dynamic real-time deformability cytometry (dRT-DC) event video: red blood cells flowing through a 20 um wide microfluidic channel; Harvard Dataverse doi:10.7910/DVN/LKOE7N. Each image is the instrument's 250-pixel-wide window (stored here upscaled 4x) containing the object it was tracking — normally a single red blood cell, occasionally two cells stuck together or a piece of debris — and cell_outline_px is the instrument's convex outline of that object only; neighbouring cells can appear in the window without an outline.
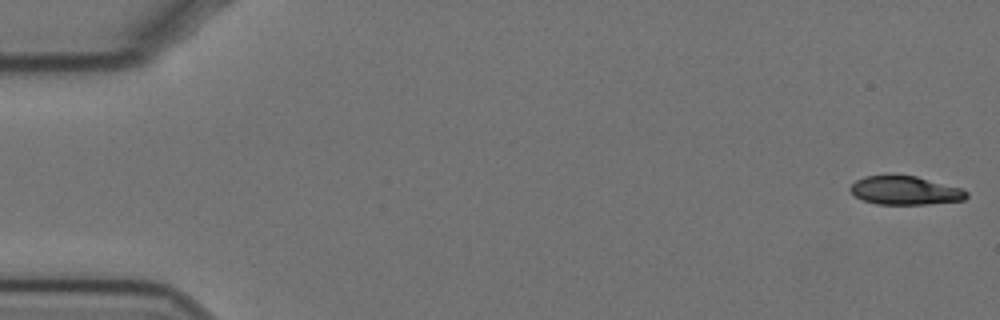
{"species": "Egyptian fruit bat (a non-hibernating species)", "species_latin": "Rousettus aegyptiacus", "temperature_condition": "cold", "stored_images_in_passage": 58, "camera_frame_rate_fps": 3000, "um_per_image_px": 0.085, "animal": {"sex": "female"}, "frame": {"image": 1, "passage_image": 1, "time_ms": 0.0, "image_size_px": [1000, 320], "cell_outline_px": [[964, 196], [960, 200], [912, 204], [888, 204], [868, 200], [852, 192], [852, 188], [860, 180], [872, 176], [912, 176], [964, 192]], "centroid_in_image_um": [76.86, 16.2], "position_along_channel_um": 8.1, "area_um2": 16.94}}
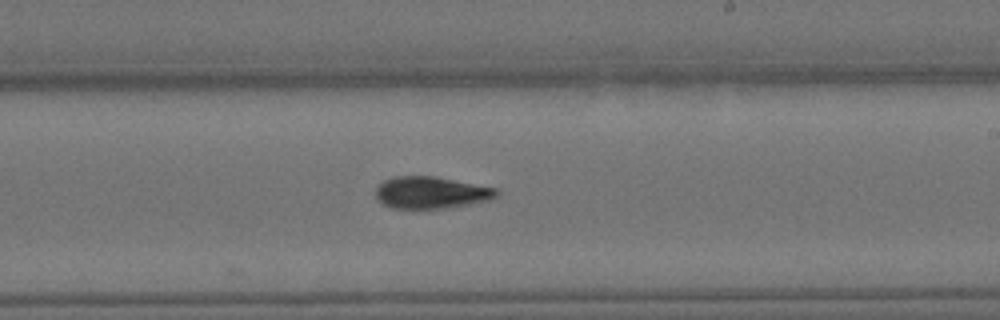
{"frame": {"image": 2, "passage_image": 34, "time_ms": 11.0, "image_size_px": [1000, 320], "cell_outline_px": [[492, 192], [488, 196], [464, 200], [436, 204], [392, 204], [384, 200], [380, 196], [380, 188], [384, 184], [392, 180], [440, 180], [488, 188]], "centroid_in_image_um": [36.5, 16.32], "position_along_channel_um": 252.5, "area_um2": 15.43}}
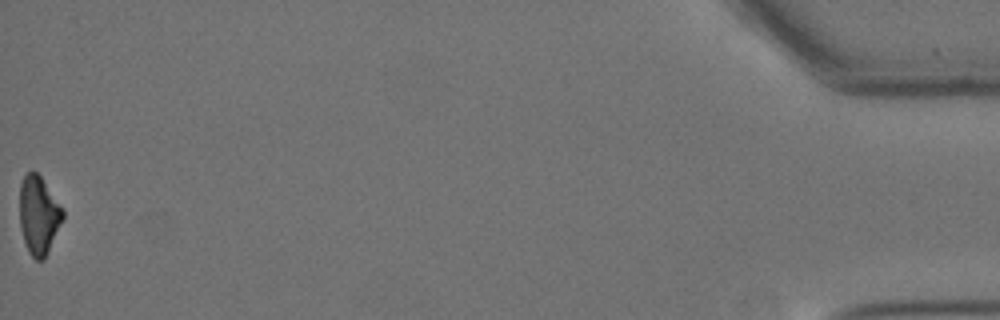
{"frame": {"image": 3, "passage_image": 58, "time_ms": 19.0, "image_size_px": [1000, 320], "cell_outline_px": [[64, 216], [44, 256], [40, 260], [28, 248], [24, 236], [20, 216], [20, 192], [24, 180], [28, 172], [36, 172], [40, 176], [64, 212]], "centroid_in_image_um": [3.3, 18.22], "position_along_channel_um": 431.9, "area_um2": 18.03}}